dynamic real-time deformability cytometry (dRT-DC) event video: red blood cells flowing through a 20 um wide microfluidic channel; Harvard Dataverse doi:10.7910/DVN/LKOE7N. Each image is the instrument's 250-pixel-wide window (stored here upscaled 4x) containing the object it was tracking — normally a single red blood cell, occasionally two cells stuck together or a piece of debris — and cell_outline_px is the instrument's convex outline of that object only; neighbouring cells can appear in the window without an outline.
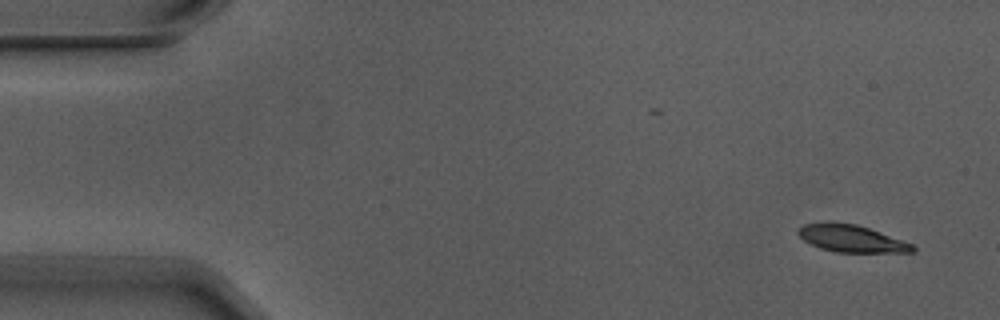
{"species": "Egyptian fruit bat (a non-hibernating species)", "species_latin": "Rousettus aegyptiacus", "temperature_condition": "warm", "stored_images_in_passage": 2, "camera_frame_rate_fps": 3000, "um_per_image_px": 0.085, "animal": {"sex": "male"}, "frame": {"image": 1, "passage_image": 2, "time_ms": 0.333, "image_size_px": [1000, 320], "cell_outline_px": [[916, 252], [836, 252], [820, 248], [804, 240], [796, 232], [796, 228], [804, 224], [824, 220], [832, 220], [856, 224], [880, 232], [912, 244], [916, 248]], "centroid_in_image_um": [72.3, 20.24], "position_along_channel_um": 12.7, "area_um2": 18.38}}